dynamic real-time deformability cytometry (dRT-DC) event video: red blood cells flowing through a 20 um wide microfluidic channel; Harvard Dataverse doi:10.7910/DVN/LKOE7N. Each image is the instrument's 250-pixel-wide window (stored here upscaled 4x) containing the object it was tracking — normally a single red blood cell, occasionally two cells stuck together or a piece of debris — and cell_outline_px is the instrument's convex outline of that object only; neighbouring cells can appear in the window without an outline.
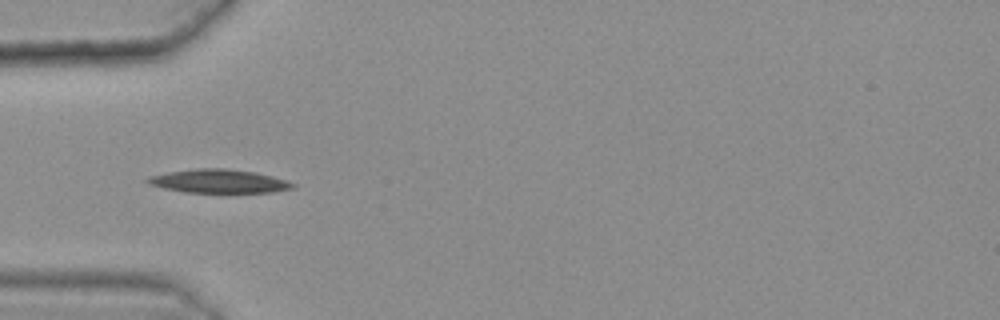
{"species": "common noctule bat (a hibernating species)", "species_latin": "Nyctalus noctula", "temperature_condition": "warm", "stored_images_in_passage": 31, "camera_frame_rate_fps": 3000, "um_per_image_px": 0.085, "animal": {"sex": "female", "body_mass_g": 25.1}, "frame": {"image": 1, "passage_image": 5, "time_ms": 1.333, "image_size_px": [1000, 320], "cell_outline_px": [[296, 188], [272, 192], [184, 192], [164, 188], [148, 184], [144, 180], [148, 176], [168, 172], [196, 168], [224, 168], [256, 172], [272, 176], [296, 184]], "centroid_in_image_um": [18.58, 15.39], "position_along_channel_um": 66.4, "area_um2": 19.94}}
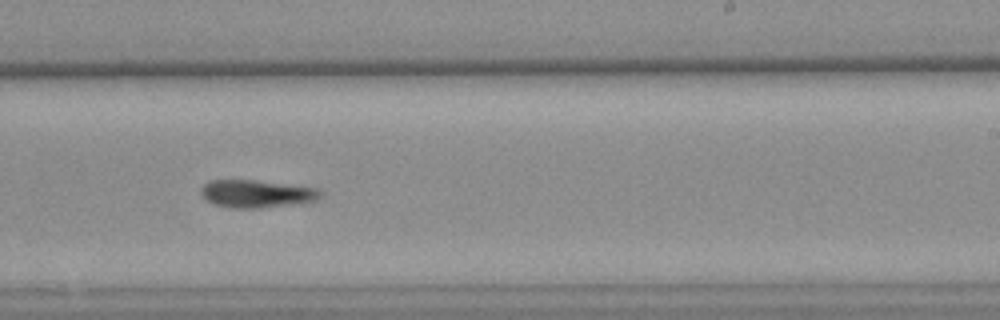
{"frame": {"image": 2, "passage_image": 22, "time_ms": 7.0, "image_size_px": [1000, 320], "cell_outline_px": [[324, 196], [316, 200], [260, 208], [232, 208], [212, 204], [200, 192], [200, 188], [208, 180], [256, 180], [320, 188], [324, 192]], "centroid_in_image_um": [21.83, 16.45], "position_along_channel_um": 267.2, "area_um2": 19.36}}